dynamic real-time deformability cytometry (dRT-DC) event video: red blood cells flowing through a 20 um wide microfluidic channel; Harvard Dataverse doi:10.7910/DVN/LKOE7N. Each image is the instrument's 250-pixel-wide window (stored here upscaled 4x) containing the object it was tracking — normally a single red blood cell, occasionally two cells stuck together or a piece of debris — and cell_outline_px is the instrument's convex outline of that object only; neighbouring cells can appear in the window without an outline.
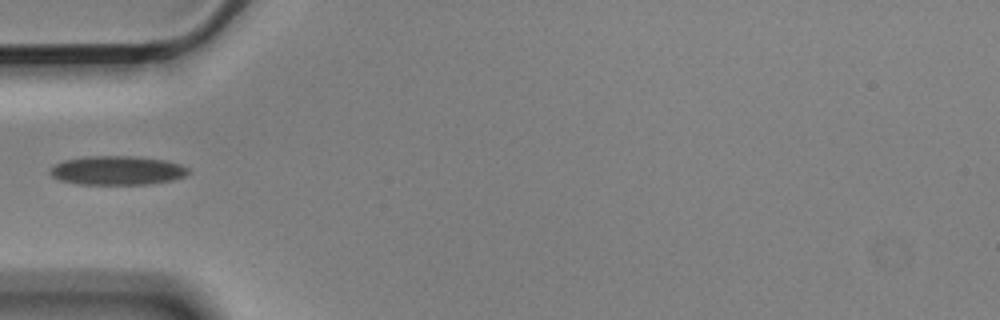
{"species": "Egyptian fruit bat (a non-hibernating species)", "species_latin": "Rousettus aegyptiacus", "temperature_condition": "cold", "stored_images_in_passage": 7, "camera_frame_rate_fps": 3000, "um_per_image_px": 0.085, "animal": {"sex": "male"}, "frame": {"image": 1, "passage_image": 3, "time_ms": 0.667, "image_size_px": [1000, 320], "cell_outline_px": [[192, 172], [184, 176], [172, 180], [148, 184], [76, 184], [60, 180], [52, 176], [48, 172], [56, 164], [64, 160], [88, 156], [132, 156], [168, 160], [180, 164], [188, 168]], "centroid_in_image_um": [9.99, 14.48], "position_along_channel_um": 75.0, "area_um2": 23.41}}
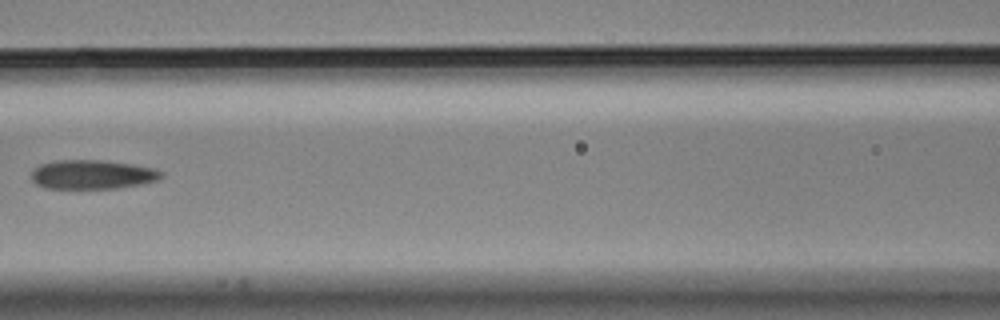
{"frame": {"image": 2, "passage_image": 5, "time_ms": 1.333, "image_size_px": [1000, 320], "cell_outline_px": [[164, 176], [160, 180], [140, 184], [116, 188], [44, 188], [36, 184], [32, 180], [32, 168], [40, 164], [56, 160], [104, 160], [132, 164], [156, 168], [164, 172]], "centroid_in_image_um": [7.87, 14.82], "position_along_channel_um": 158.7, "area_um2": 22.31}}
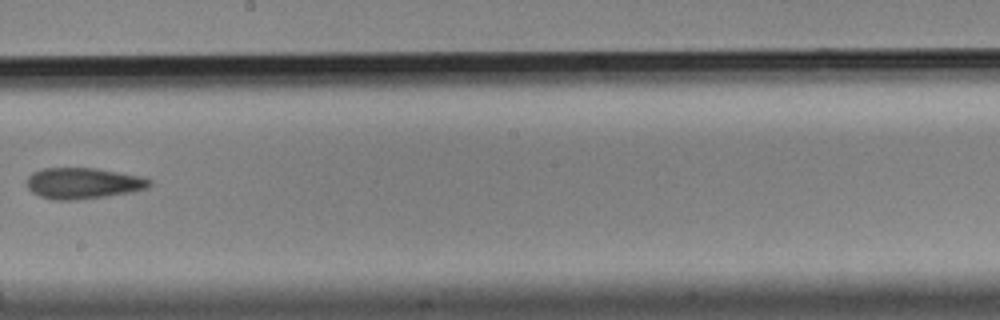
{"frame": {"image": 3, "passage_image": 7, "time_ms": 2.0, "image_size_px": [1000, 320], "cell_outline_px": [[152, 184], [148, 188], [132, 192], [76, 200], [52, 200], [40, 196], [32, 192], [28, 188], [28, 176], [32, 172], [40, 168], [96, 168], [144, 176], [152, 180]], "centroid_in_image_um": [7.1, 15.57], "position_along_channel_um": 241.1, "area_um2": 22.43}}